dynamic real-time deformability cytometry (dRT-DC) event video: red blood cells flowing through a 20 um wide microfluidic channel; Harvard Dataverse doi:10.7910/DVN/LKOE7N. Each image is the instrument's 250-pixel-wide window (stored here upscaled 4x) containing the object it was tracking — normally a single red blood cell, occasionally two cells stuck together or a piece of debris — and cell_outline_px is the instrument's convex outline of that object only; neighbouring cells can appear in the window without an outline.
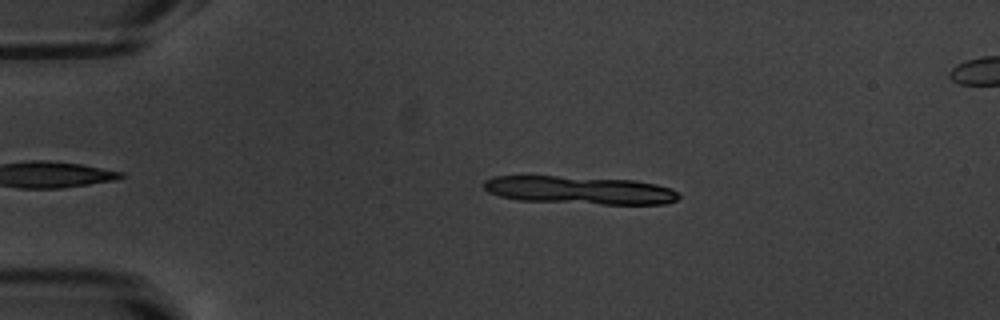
{"species": "common noctule bat (a hibernating species)", "species_latin": "Nyctalus noctula", "temperature_condition": "warm", "stored_images_in_passage": 11, "camera_frame_rate_fps": 3000, "um_per_image_px": 0.085, "animal": {"sex": "male", "body_mass_g": 20.1, "forearm_length_mm": 53.5}, "frame": {"image": 1, "passage_image": 7, "time_ms": 2.0, "image_size_px": [1000, 320], "cell_outline_px": [[680, 196], [676, 200], [664, 204], [604, 204], [520, 200], [500, 196], [488, 192], [480, 184], [484, 180], [492, 176], [556, 176], [636, 180], [656, 184], [672, 188]], "centroid_in_image_um": [49.25, 16.15], "position_along_channel_um": 35.8, "area_um2": 31.85}}